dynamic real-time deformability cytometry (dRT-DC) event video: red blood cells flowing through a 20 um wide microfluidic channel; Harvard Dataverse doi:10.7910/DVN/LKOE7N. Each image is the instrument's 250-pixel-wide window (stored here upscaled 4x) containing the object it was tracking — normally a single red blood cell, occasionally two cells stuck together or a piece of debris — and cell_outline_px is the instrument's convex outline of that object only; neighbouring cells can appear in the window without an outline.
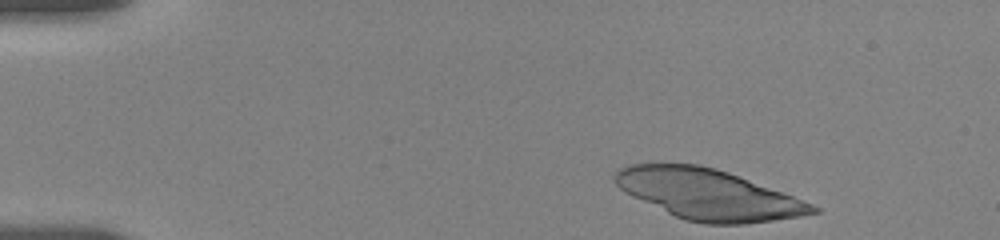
{"species": "human", "species_latin": "Homo sapiens", "temperature_condition": "room temperature", "stored_images_in_passage": 42, "camera_frame_rate_fps": 3000, "um_per_image_px": 0.085, "donor": {"sex": "female"}, "frame": {"image": 1, "passage_image": 1, "time_ms": 0.0, "image_size_px": [1000, 240], "cell_outline_px": [[820, 212], [800, 216], [744, 224], [704, 224], [684, 220], [632, 196], [624, 192], [616, 184], [612, 176], [616, 168], [628, 164], [660, 160], [700, 164], [716, 168], [728, 172], [792, 196], [812, 204], [820, 208]], "centroid_in_image_um": [60.08, 16.47], "position_along_channel_um": 24.9, "area_um2": 58.72}}
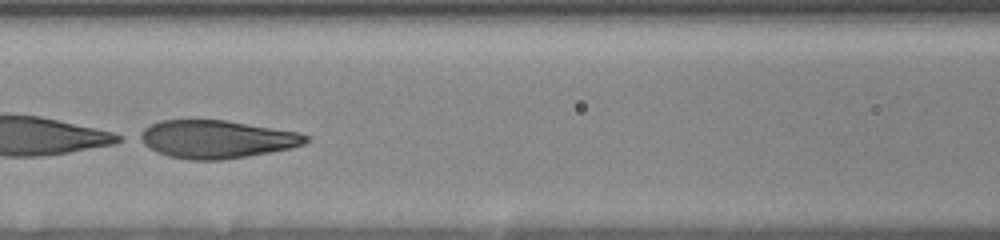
{"frame": {"image": 2, "passage_image": 19, "time_ms": 6.0, "image_size_px": [1000, 240], "cell_outline_px": [[312, 136], [304, 144], [292, 148], [220, 160], [192, 160], [168, 156], [156, 152], [136, 140], [132, 136], [144, 128], [160, 120], [224, 120], [300, 132]], "centroid_in_image_um": [18.34, 11.82], "position_along_channel_um": 148.3, "area_um2": 36.99}}
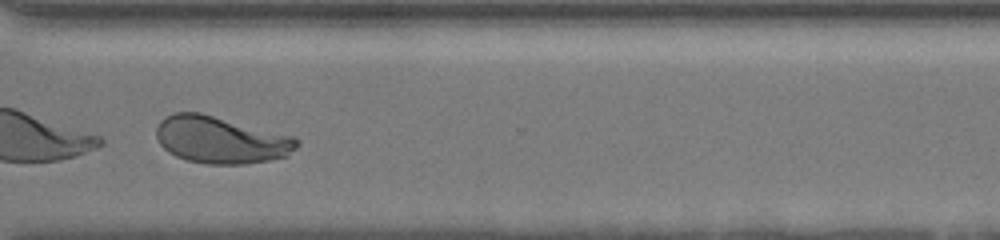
{"frame": {"image": 3, "passage_image": 36, "time_ms": 11.667, "image_size_px": [1000, 240], "cell_outline_px": [[300, 144], [288, 156], [268, 160], [244, 164], [208, 164], [188, 160], [176, 156], [168, 152], [160, 144], [156, 136], [156, 128], [160, 120], [172, 112], [200, 112], [292, 136], [300, 140]], "centroid_in_image_um": [18.75, 11.88], "position_along_channel_um": 351.8, "area_um2": 38.49}, "authors_computed_cell_mechanics": {"area_um2": 39.2462, "velocity_mm_per_s": 3.5878, "shape_relaxation_time_tau1_ms": 1.7857, "shape_relaxation_time_tau2_ms": 1.097, "deformation_change_tau1": 0.3208, "deformation_change_tau2": 0.0756}}